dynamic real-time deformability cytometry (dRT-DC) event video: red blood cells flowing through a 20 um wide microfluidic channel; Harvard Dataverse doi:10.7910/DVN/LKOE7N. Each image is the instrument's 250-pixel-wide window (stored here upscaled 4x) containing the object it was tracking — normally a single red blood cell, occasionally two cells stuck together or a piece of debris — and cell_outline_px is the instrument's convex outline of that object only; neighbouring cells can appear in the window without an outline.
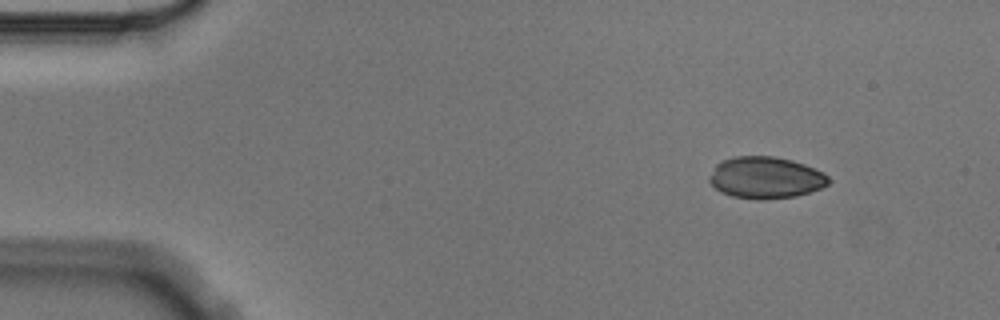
{"species": "Egyptian fruit bat (a non-hibernating species)", "species_latin": "Rousettus aegyptiacus", "temperature_condition": "cold", "stored_images_in_passage": 3, "camera_frame_rate_fps": 3000, "um_per_image_px": 0.085, "animal": {"sex": "male"}, "frame": {"image": 1, "passage_image": 1, "time_ms": 0.0, "image_size_px": [1000, 320], "cell_outline_px": [[832, 180], [828, 184], [820, 188], [796, 196], [760, 200], [732, 196], [720, 192], [708, 180], [708, 176], [716, 164], [720, 160], [736, 156], [772, 156], [792, 160], [804, 164], [824, 172]], "centroid_in_image_um": [65.06, 15.09], "position_along_channel_um": 19.9, "area_um2": 29.13}}